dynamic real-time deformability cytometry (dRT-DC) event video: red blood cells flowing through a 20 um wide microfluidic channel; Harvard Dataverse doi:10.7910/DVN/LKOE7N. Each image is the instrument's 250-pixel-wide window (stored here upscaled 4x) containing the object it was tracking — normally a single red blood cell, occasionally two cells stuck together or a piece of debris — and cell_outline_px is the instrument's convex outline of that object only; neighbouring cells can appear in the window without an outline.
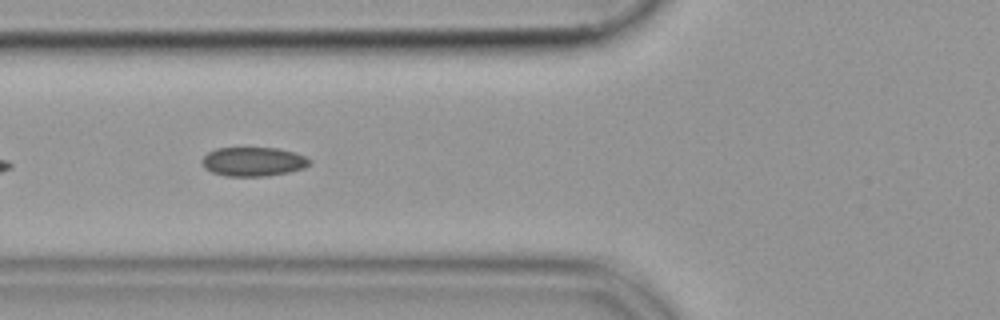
{"species": "common noctule bat (a hibernating species)", "species_latin": "Nyctalus noctula", "temperature_condition": "cold", "stored_images_in_passage": 39, "camera_frame_rate_fps": 3000, "um_per_image_px": 0.085, "animal": {"sex": "female", "body_mass_g": 19.9}, "frame": {"image": 1, "passage_image": 6, "time_ms": 1.667, "image_size_px": [1000, 320], "cell_outline_px": [[312, 160], [304, 168], [288, 172], [264, 176], [224, 176], [212, 172], [204, 168], [200, 160], [208, 152], [216, 148], [276, 148], [292, 152], [304, 156]], "centroid_in_image_um": [21.48, 13.74], "position_along_channel_um": 104.3, "area_um2": 18.15}}